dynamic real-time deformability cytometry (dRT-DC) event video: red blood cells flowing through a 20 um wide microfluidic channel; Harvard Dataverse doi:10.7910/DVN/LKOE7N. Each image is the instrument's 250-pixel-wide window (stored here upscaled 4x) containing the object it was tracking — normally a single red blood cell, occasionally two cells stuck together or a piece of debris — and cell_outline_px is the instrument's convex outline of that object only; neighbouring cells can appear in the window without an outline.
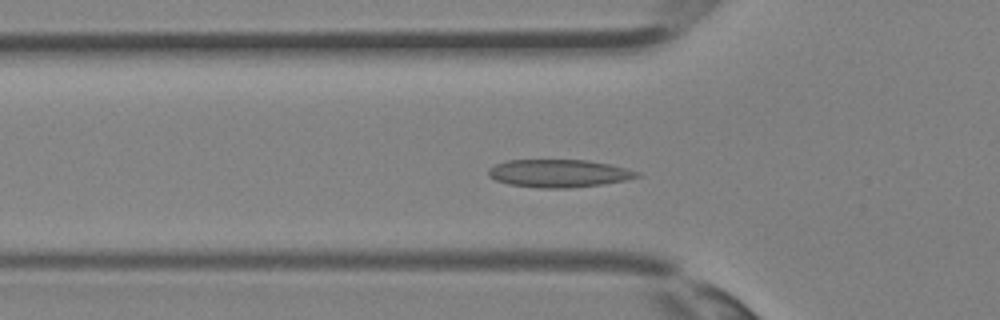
{"species": "Egyptian fruit bat (a non-hibernating species)", "species_latin": "Rousettus aegyptiacus", "temperature_condition": "room temperature", "stored_images_in_passage": 29, "camera_frame_rate_fps": 3000, "um_per_image_px": 0.085, "animal": {"sex": "female"}, "frame": {"image": 1, "passage_image": 5, "time_ms": 1.333, "image_size_px": [1000, 320], "cell_outline_px": [[640, 176], [628, 180], [600, 184], [568, 188], [540, 188], [508, 184], [496, 180], [488, 176], [488, 168], [496, 164], [508, 160], [584, 160], [608, 164], [640, 172]], "centroid_in_image_um": [47.47, 14.74], "position_along_channel_um": 78.3, "area_um2": 23.93}}
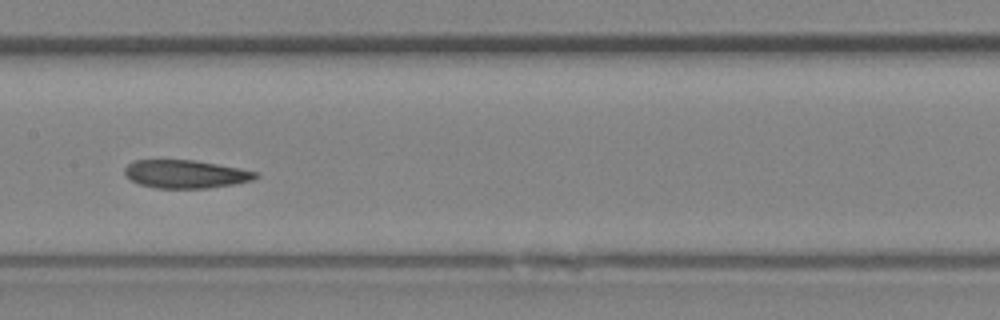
{"frame": {"image": 2, "passage_image": 11, "time_ms": 3.333, "image_size_px": [1000, 320], "cell_outline_px": [[260, 176], [252, 180], [232, 184], [208, 188], [156, 188], [140, 184], [132, 180], [124, 172], [124, 168], [128, 164], [136, 160], [196, 160], [240, 168], [260, 172]], "centroid_in_image_um": [15.82, 14.79], "position_along_channel_um": 191.6, "area_um2": 21.44}}
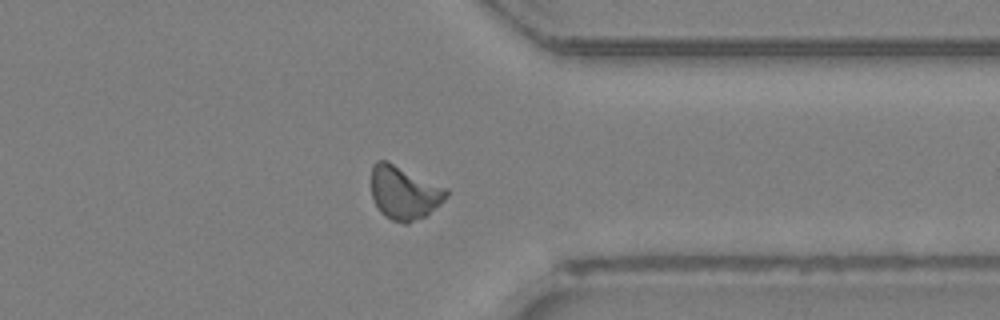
{"frame": {"image": 3, "passage_image": 21, "time_ms": 6.667, "image_size_px": [1000, 320], "cell_outline_px": [[448, 196], [440, 204], [424, 216], [408, 224], [404, 224], [392, 220], [384, 216], [380, 212], [372, 196], [372, 164], [376, 160], [388, 160], [448, 188]], "centroid_in_image_um": [34.35, 16.36], "position_along_channel_um": 377.0, "area_um2": 23.58}}